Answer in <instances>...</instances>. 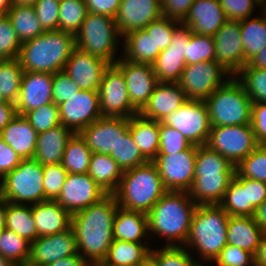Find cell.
Instances as JSON below:
<instances>
[{
	"instance_id": "38",
	"label": "cell",
	"mask_w": 266,
	"mask_h": 266,
	"mask_svg": "<svg viewBox=\"0 0 266 266\" xmlns=\"http://www.w3.org/2000/svg\"><path fill=\"white\" fill-rule=\"evenodd\" d=\"M7 15L21 43L45 32L33 6H11Z\"/></svg>"
},
{
	"instance_id": "25",
	"label": "cell",
	"mask_w": 266,
	"mask_h": 266,
	"mask_svg": "<svg viewBox=\"0 0 266 266\" xmlns=\"http://www.w3.org/2000/svg\"><path fill=\"white\" fill-rule=\"evenodd\" d=\"M227 20L219 0H195L182 23L195 34L213 37Z\"/></svg>"
},
{
	"instance_id": "13",
	"label": "cell",
	"mask_w": 266,
	"mask_h": 266,
	"mask_svg": "<svg viewBox=\"0 0 266 266\" xmlns=\"http://www.w3.org/2000/svg\"><path fill=\"white\" fill-rule=\"evenodd\" d=\"M197 146L168 155H157L153 160L164 187L171 191H188L194 181Z\"/></svg>"
},
{
	"instance_id": "57",
	"label": "cell",
	"mask_w": 266,
	"mask_h": 266,
	"mask_svg": "<svg viewBox=\"0 0 266 266\" xmlns=\"http://www.w3.org/2000/svg\"><path fill=\"white\" fill-rule=\"evenodd\" d=\"M228 20L242 21L256 12V6L262 10V5L256 0H219Z\"/></svg>"
},
{
	"instance_id": "43",
	"label": "cell",
	"mask_w": 266,
	"mask_h": 266,
	"mask_svg": "<svg viewBox=\"0 0 266 266\" xmlns=\"http://www.w3.org/2000/svg\"><path fill=\"white\" fill-rule=\"evenodd\" d=\"M30 242L6 228L0 233V255L14 265H25L30 256Z\"/></svg>"
},
{
	"instance_id": "7",
	"label": "cell",
	"mask_w": 266,
	"mask_h": 266,
	"mask_svg": "<svg viewBox=\"0 0 266 266\" xmlns=\"http://www.w3.org/2000/svg\"><path fill=\"white\" fill-rule=\"evenodd\" d=\"M120 38L123 37L118 31L114 18L88 12L75 34V43L76 48L82 52L97 56L109 64H115L120 58L116 55Z\"/></svg>"
},
{
	"instance_id": "53",
	"label": "cell",
	"mask_w": 266,
	"mask_h": 266,
	"mask_svg": "<svg viewBox=\"0 0 266 266\" xmlns=\"http://www.w3.org/2000/svg\"><path fill=\"white\" fill-rule=\"evenodd\" d=\"M181 22L166 17H161L152 21L144 29L149 35H152L155 50H165L172 41L174 29Z\"/></svg>"
},
{
	"instance_id": "67",
	"label": "cell",
	"mask_w": 266,
	"mask_h": 266,
	"mask_svg": "<svg viewBox=\"0 0 266 266\" xmlns=\"http://www.w3.org/2000/svg\"><path fill=\"white\" fill-rule=\"evenodd\" d=\"M254 218H255V221L260 226V228L266 233V198L256 208Z\"/></svg>"
},
{
	"instance_id": "39",
	"label": "cell",
	"mask_w": 266,
	"mask_h": 266,
	"mask_svg": "<svg viewBox=\"0 0 266 266\" xmlns=\"http://www.w3.org/2000/svg\"><path fill=\"white\" fill-rule=\"evenodd\" d=\"M91 156L92 151L82 137L76 133L70 138L65 147L61 164L68 173H88Z\"/></svg>"
},
{
	"instance_id": "51",
	"label": "cell",
	"mask_w": 266,
	"mask_h": 266,
	"mask_svg": "<svg viewBox=\"0 0 266 266\" xmlns=\"http://www.w3.org/2000/svg\"><path fill=\"white\" fill-rule=\"evenodd\" d=\"M21 45L8 15H0V60L18 59Z\"/></svg>"
},
{
	"instance_id": "8",
	"label": "cell",
	"mask_w": 266,
	"mask_h": 266,
	"mask_svg": "<svg viewBox=\"0 0 266 266\" xmlns=\"http://www.w3.org/2000/svg\"><path fill=\"white\" fill-rule=\"evenodd\" d=\"M43 165L34 158L20 164L0 180V195L14 204L34 205L44 201Z\"/></svg>"
},
{
	"instance_id": "59",
	"label": "cell",
	"mask_w": 266,
	"mask_h": 266,
	"mask_svg": "<svg viewBox=\"0 0 266 266\" xmlns=\"http://www.w3.org/2000/svg\"><path fill=\"white\" fill-rule=\"evenodd\" d=\"M195 0H161L162 17L183 22Z\"/></svg>"
},
{
	"instance_id": "20",
	"label": "cell",
	"mask_w": 266,
	"mask_h": 266,
	"mask_svg": "<svg viewBox=\"0 0 266 266\" xmlns=\"http://www.w3.org/2000/svg\"><path fill=\"white\" fill-rule=\"evenodd\" d=\"M216 61L232 76L244 67L240 21L227 20L213 35Z\"/></svg>"
},
{
	"instance_id": "16",
	"label": "cell",
	"mask_w": 266,
	"mask_h": 266,
	"mask_svg": "<svg viewBox=\"0 0 266 266\" xmlns=\"http://www.w3.org/2000/svg\"><path fill=\"white\" fill-rule=\"evenodd\" d=\"M107 193L88 175L68 173L57 199L71 215L99 202Z\"/></svg>"
},
{
	"instance_id": "18",
	"label": "cell",
	"mask_w": 266,
	"mask_h": 266,
	"mask_svg": "<svg viewBox=\"0 0 266 266\" xmlns=\"http://www.w3.org/2000/svg\"><path fill=\"white\" fill-rule=\"evenodd\" d=\"M128 129L129 118L100 117L78 134L92 153L110 155Z\"/></svg>"
},
{
	"instance_id": "62",
	"label": "cell",
	"mask_w": 266,
	"mask_h": 266,
	"mask_svg": "<svg viewBox=\"0 0 266 266\" xmlns=\"http://www.w3.org/2000/svg\"><path fill=\"white\" fill-rule=\"evenodd\" d=\"M244 189H246L247 204H251L255 209L266 198V182L244 178Z\"/></svg>"
},
{
	"instance_id": "68",
	"label": "cell",
	"mask_w": 266,
	"mask_h": 266,
	"mask_svg": "<svg viewBox=\"0 0 266 266\" xmlns=\"http://www.w3.org/2000/svg\"><path fill=\"white\" fill-rule=\"evenodd\" d=\"M255 266H266V233L263 235L257 252L254 255Z\"/></svg>"
},
{
	"instance_id": "1",
	"label": "cell",
	"mask_w": 266,
	"mask_h": 266,
	"mask_svg": "<svg viewBox=\"0 0 266 266\" xmlns=\"http://www.w3.org/2000/svg\"><path fill=\"white\" fill-rule=\"evenodd\" d=\"M118 203L113 194L71 215L78 254L90 265L102 262L114 240L113 222Z\"/></svg>"
},
{
	"instance_id": "24",
	"label": "cell",
	"mask_w": 266,
	"mask_h": 266,
	"mask_svg": "<svg viewBox=\"0 0 266 266\" xmlns=\"http://www.w3.org/2000/svg\"><path fill=\"white\" fill-rule=\"evenodd\" d=\"M187 101L185 92L177 82H158L139 114L144 118L162 122Z\"/></svg>"
},
{
	"instance_id": "54",
	"label": "cell",
	"mask_w": 266,
	"mask_h": 266,
	"mask_svg": "<svg viewBox=\"0 0 266 266\" xmlns=\"http://www.w3.org/2000/svg\"><path fill=\"white\" fill-rule=\"evenodd\" d=\"M67 174L61 163L43 166L44 201L57 199Z\"/></svg>"
},
{
	"instance_id": "34",
	"label": "cell",
	"mask_w": 266,
	"mask_h": 266,
	"mask_svg": "<svg viewBox=\"0 0 266 266\" xmlns=\"http://www.w3.org/2000/svg\"><path fill=\"white\" fill-rule=\"evenodd\" d=\"M121 43L124 50L121 56L130 62L152 64L161 52L155 50L152 35L145 29L128 32L123 36Z\"/></svg>"
},
{
	"instance_id": "61",
	"label": "cell",
	"mask_w": 266,
	"mask_h": 266,
	"mask_svg": "<svg viewBox=\"0 0 266 266\" xmlns=\"http://www.w3.org/2000/svg\"><path fill=\"white\" fill-rule=\"evenodd\" d=\"M18 154L0 136V180L21 162Z\"/></svg>"
},
{
	"instance_id": "27",
	"label": "cell",
	"mask_w": 266,
	"mask_h": 266,
	"mask_svg": "<svg viewBox=\"0 0 266 266\" xmlns=\"http://www.w3.org/2000/svg\"><path fill=\"white\" fill-rule=\"evenodd\" d=\"M0 136L21 159L34 157L38 133L24 115L17 114L0 132Z\"/></svg>"
},
{
	"instance_id": "9",
	"label": "cell",
	"mask_w": 266,
	"mask_h": 266,
	"mask_svg": "<svg viewBox=\"0 0 266 266\" xmlns=\"http://www.w3.org/2000/svg\"><path fill=\"white\" fill-rule=\"evenodd\" d=\"M235 167L259 145L251 124L211 127L205 144Z\"/></svg>"
},
{
	"instance_id": "29",
	"label": "cell",
	"mask_w": 266,
	"mask_h": 266,
	"mask_svg": "<svg viewBox=\"0 0 266 266\" xmlns=\"http://www.w3.org/2000/svg\"><path fill=\"white\" fill-rule=\"evenodd\" d=\"M113 236L114 240L148 243L149 241L145 238L149 239L151 236L148 234L147 214L118 206L113 222Z\"/></svg>"
},
{
	"instance_id": "42",
	"label": "cell",
	"mask_w": 266,
	"mask_h": 266,
	"mask_svg": "<svg viewBox=\"0 0 266 266\" xmlns=\"http://www.w3.org/2000/svg\"><path fill=\"white\" fill-rule=\"evenodd\" d=\"M23 72L18 59L0 60V93L5 101L16 103Z\"/></svg>"
},
{
	"instance_id": "46",
	"label": "cell",
	"mask_w": 266,
	"mask_h": 266,
	"mask_svg": "<svg viewBox=\"0 0 266 266\" xmlns=\"http://www.w3.org/2000/svg\"><path fill=\"white\" fill-rule=\"evenodd\" d=\"M88 11L84 0H60L59 30L76 34Z\"/></svg>"
},
{
	"instance_id": "75",
	"label": "cell",
	"mask_w": 266,
	"mask_h": 266,
	"mask_svg": "<svg viewBox=\"0 0 266 266\" xmlns=\"http://www.w3.org/2000/svg\"><path fill=\"white\" fill-rule=\"evenodd\" d=\"M3 102H6V101H5L4 98L2 97V94L0 93V104L3 103Z\"/></svg>"
},
{
	"instance_id": "30",
	"label": "cell",
	"mask_w": 266,
	"mask_h": 266,
	"mask_svg": "<svg viewBox=\"0 0 266 266\" xmlns=\"http://www.w3.org/2000/svg\"><path fill=\"white\" fill-rule=\"evenodd\" d=\"M264 234L254 216H229L227 244L235 245L255 255Z\"/></svg>"
},
{
	"instance_id": "60",
	"label": "cell",
	"mask_w": 266,
	"mask_h": 266,
	"mask_svg": "<svg viewBox=\"0 0 266 266\" xmlns=\"http://www.w3.org/2000/svg\"><path fill=\"white\" fill-rule=\"evenodd\" d=\"M251 125L258 144H266V103L252 104Z\"/></svg>"
},
{
	"instance_id": "28",
	"label": "cell",
	"mask_w": 266,
	"mask_h": 266,
	"mask_svg": "<svg viewBox=\"0 0 266 266\" xmlns=\"http://www.w3.org/2000/svg\"><path fill=\"white\" fill-rule=\"evenodd\" d=\"M75 133L62 124L39 133L34 159L41 165L60 164L65 147Z\"/></svg>"
},
{
	"instance_id": "32",
	"label": "cell",
	"mask_w": 266,
	"mask_h": 266,
	"mask_svg": "<svg viewBox=\"0 0 266 266\" xmlns=\"http://www.w3.org/2000/svg\"><path fill=\"white\" fill-rule=\"evenodd\" d=\"M160 122L142 117L140 114L129 118V132L141 154L153 161L159 151Z\"/></svg>"
},
{
	"instance_id": "11",
	"label": "cell",
	"mask_w": 266,
	"mask_h": 266,
	"mask_svg": "<svg viewBox=\"0 0 266 266\" xmlns=\"http://www.w3.org/2000/svg\"><path fill=\"white\" fill-rule=\"evenodd\" d=\"M98 93L102 117L130 118L139 114L130 102L125 77L115 64L105 69Z\"/></svg>"
},
{
	"instance_id": "70",
	"label": "cell",
	"mask_w": 266,
	"mask_h": 266,
	"mask_svg": "<svg viewBox=\"0 0 266 266\" xmlns=\"http://www.w3.org/2000/svg\"><path fill=\"white\" fill-rule=\"evenodd\" d=\"M11 6V0H0V15H7Z\"/></svg>"
},
{
	"instance_id": "6",
	"label": "cell",
	"mask_w": 266,
	"mask_h": 266,
	"mask_svg": "<svg viewBox=\"0 0 266 266\" xmlns=\"http://www.w3.org/2000/svg\"><path fill=\"white\" fill-rule=\"evenodd\" d=\"M211 127L251 124L252 102L235 76L206 100Z\"/></svg>"
},
{
	"instance_id": "19",
	"label": "cell",
	"mask_w": 266,
	"mask_h": 266,
	"mask_svg": "<svg viewBox=\"0 0 266 266\" xmlns=\"http://www.w3.org/2000/svg\"><path fill=\"white\" fill-rule=\"evenodd\" d=\"M79 255L75 234L70 227L66 231L49 236L37 237L30 244V266H46L61 258Z\"/></svg>"
},
{
	"instance_id": "63",
	"label": "cell",
	"mask_w": 266,
	"mask_h": 266,
	"mask_svg": "<svg viewBox=\"0 0 266 266\" xmlns=\"http://www.w3.org/2000/svg\"><path fill=\"white\" fill-rule=\"evenodd\" d=\"M87 11L116 18L121 0H84Z\"/></svg>"
},
{
	"instance_id": "41",
	"label": "cell",
	"mask_w": 266,
	"mask_h": 266,
	"mask_svg": "<svg viewBox=\"0 0 266 266\" xmlns=\"http://www.w3.org/2000/svg\"><path fill=\"white\" fill-rule=\"evenodd\" d=\"M202 174H235V166L206 145L197 146L194 176Z\"/></svg>"
},
{
	"instance_id": "36",
	"label": "cell",
	"mask_w": 266,
	"mask_h": 266,
	"mask_svg": "<svg viewBox=\"0 0 266 266\" xmlns=\"http://www.w3.org/2000/svg\"><path fill=\"white\" fill-rule=\"evenodd\" d=\"M260 16L248 17L240 21L241 39L244 50V66L266 47V13L261 10Z\"/></svg>"
},
{
	"instance_id": "10",
	"label": "cell",
	"mask_w": 266,
	"mask_h": 266,
	"mask_svg": "<svg viewBox=\"0 0 266 266\" xmlns=\"http://www.w3.org/2000/svg\"><path fill=\"white\" fill-rule=\"evenodd\" d=\"M231 76L216 60L203 61L185 65L177 83L185 92L188 100L205 101Z\"/></svg>"
},
{
	"instance_id": "3",
	"label": "cell",
	"mask_w": 266,
	"mask_h": 266,
	"mask_svg": "<svg viewBox=\"0 0 266 266\" xmlns=\"http://www.w3.org/2000/svg\"><path fill=\"white\" fill-rule=\"evenodd\" d=\"M75 48L74 34L61 30L45 31L22 43L18 60L24 71L55 74L64 70Z\"/></svg>"
},
{
	"instance_id": "4",
	"label": "cell",
	"mask_w": 266,
	"mask_h": 266,
	"mask_svg": "<svg viewBox=\"0 0 266 266\" xmlns=\"http://www.w3.org/2000/svg\"><path fill=\"white\" fill-rule=\"evenodd\" d=\"M229 216L219 204L197 205L184 247L198 252V264L214 262L227 245Z\"/></svg>"
},
{
	"instance_id": "44",
	"label": "cell",
	"mask_w": 266,
	"mask_h": 266,
	"mask_svg": "<svg viewBox=\"0 0 266 266\" xmlns=\"http://www.w3.org/2000/svg\"><path fill=\"white\" fill-rule=\"evenodd\" d=\"M252 104L266 103V69L243 67L235 75Z\"/></svg>"
},
{
	"instance_id": "73",
	"label": "cell",
	"mask_w": 266,
	"mask_h": 266,
	"mask_svg": "<svg viewBox=\"0 0 266 266\" xmlns=\"http://www.w3.org/2000/svg\"><path fill=\"white\" fill-rule=\"evenodd\" d=\"M142 266H156L150 259Z\"/></svg>"
},
{
	"instance_id": "15",
	"label": "cell",
	"mask_w": 266,
	"mask_h": 266,
	"mask_svg": "<svg viewBox=\"0 0 266 266\" xmlns=\"http://www.w3.org/2000/svg\"><path fill=\"white\" fill-rule=\"evenodd\" d=\"M191 33L190 28L182 22L174 29L170 45L152 63L158 82L179 81L186 65V45L190 41Z\"/></svg>"
},
{
	"instance_id": "76",
	"label": "cell",
	"mask_w": 266,
	"mask_h": 266,
	"mask_svg": "<svg viewBox=\"0 0 266 266\" xmlns=\"http://www.w3.org/2000/svg\"><path fill=\"white\" fill-rule=\"evenodd\" d=\"M93 266H112V265H108V264H94Z\"/></svg>"
},
{
	"instance_id": "55",
	"label": "cell",
	"mask_w": 266,
	"mask_h": 266,
	"mask_svg": "<svg viewBox=\"0 0 266 266\" xmlns=\"http://www.w3.org/2000/svg\"><path fill=\"white\" fill-rule=\"evenodd\" d=\"M213 263L216 266H255V257L245 249L227 244Z\"/></svg>"
},
{
	"instance_id": "52",
	"label": "cell",
	"mask_w": 266,
	"mask_h": 266,
	"mask_svg": "<svg viewBox=\"0 0 266 266\" xmlns=\"http://www.w3.org/2000/svg\"><path fill=\"white\" fill-rule=\"evenodd\" d=\"M192 144L177 129L160 122L159 151L157 155H168L187 150Z\"/></svg>"
},
{
	"instance_id": "64",
	"label": "cell",
	"mask_w": 266,
	"mask_h": 266,
	"mask_svg": "<svg viewBox=\"0 0 266 266\" xmlns=\"http://www.w3.org/2000/svg\"><path fill=\"white\" fill-rule=\"evenodd\" d=\"M16 115L14 103L6 101L0 104V132Z\"/></svg>"
},
{
	"instance_id": "77",
	"label": "cell",
	"mask_w": 266,
	"mask_h": 266,
	"mask_svg": "<svg viewBox=\"0 0 266 266\" xmlns=\"http://www.w3.org/2000/svg\"><path fill=\"white\" fill-rule=\"evenodd\" d=\"M262 10L266 13V3L262 6Z\"/></svg>"
},
{
	"instance_id": "74",
	"label": "cell",
	"mask_w": 266,
	"mask_h": 266,
	"mask_svg": "<svg viewBox=\"0 0 266 266\" xmlns=\"http://www.w3.org/2000/svg\"><path fill=\"white\" fill-rule=\"evenodd\" d=\"M258 1L262 6L266 3V0H256Z\"/></svg>"
},
{
	"instance_id": "40",
	"label": "cell",
	"mask_w": 266,
	"mask_h": 266,
	"mask_svg": "<svg viewBox=\"0 0 266 266\" xmlns=\"http://www.w3.org/2000/svg\"><path fill=\"white\" fill-rule=\"evenodd\" d=\"M219 205L230 216H254L256 209L251 204H247L244 177L234 175Z\"/></svg>"
},
{
	"instance_id": "21",
	"label": "cell",
	"mask_w": 266,
	"mask_h": 266,
	"mask_svg": "<svg viewBox=\"0 0 266 266\" xmlns=\"http://www.w3.org/2000/svg\"><path fill=\"white\" fill-rule=\"evenodd\" d=\"M53 74L24 71L18 99L17 114L25 115L45 104L53 102Z\"/></svg>"
},
{
	"instance_id": "71",
	"label": "cell",
	"mask_w": 266,
	"mask_h": 266,
	"mask_svg": "<svg viewBox=\"0 0 266 266\" xmlns=\"http://www.w3.org/2000/svg\"><path fill=\"white\" fill-rule=\"evenodd\" d=\"M37 0H11L12 6H33Z\"/></svg>"
},
{
	"instance_id": "33",
	"label": "cell",
	"mask_w": 266,
	"mask_h": 266,
	"mask_svg": "<svg viewBox=\"0 0 266 266\" xmlns=\"http://www.w3.org/2000/svg\"><path fill=\"white\" fill-rule=\"evenodd\" d=\"M149 243H133L124 240H113L106 258L96 264L112 266H142L149 260L151 252Z\"/></svg>"
},
{
	"instance_id": "50",
	"label": "cell",
	"mask_w": 266,
	"mask_h": 266,
	"mask_svg": "<svg viewBox=\"0 0 266 266\" xmlns=\"http://www.w3.org/2000/svg\"><path fill=\"white\" fill-rule=\"evenodd\" d=\"M24 116L29 120L31 126L38 134L61 124L59 119V106L53 102L29 111Z\"/></svg>"
},
{
	"instance_id": "66",
	"label": "cell",
	"mask_w": 266,
	"mask_h": 266,
	"mask_svg": "<svg viewBox=\"0 0 266 266\" xmlns=\"http://www.w3.org/2000/svg\"><path fill=\"white\" fill-rule=\"evenodd\" d=\"M244 67L266 69V47L252 57Z\"/></svg>"
},
{
	"instance_id": "37",
	"label": "cell",
	"mask_w": 266,
	"mask_h": 266,
	"mask_svg": "<svg viewBox=\"0 0 266 266\" xmlns=\"http://www.w3.org/2000/svg\"><path fill=\"white\" fill-rule=\"evenodd\" d=\"M5 228L32 243L37 238L32 205L14 204L7 201Z\"/></svg>"
},
{
	"instance_id": "58",
	"label": "cell",
	"mask_w": 266,
	"mask_h": 266,
	"mask_svg": "<svg viewBox=\"0 0 266 266\" xmlns=\"http://www.w3.org/2000/svg\"><path fill=\"white\" fill-rule=\"evenodd\" d=\"M79 90V86L64 70L53 74L52 93L54 104L59 106L61 103L68 101V98L77 94Z\"/></svg>"
},
{
	"instance_id": "47",
	"label": "cell",
	"mask_w": 266,
	"mask_h": 266,
	"mask_svg": "<svg viewBox=\"0 0 266 266\" xmlns=\"http://www.w3.org/2000/svg\"><path fill=\"white\" fill-rule=\"evenodd\" d=\"M193 257L184 246H163L160 249L153 247L149 255L156 266H197L198 261Z\"/></svg>"
},
{
	"instance_id": "14",
	"label": "cell",
	"mask_w": 266,
	"mask_h": 266,
	"mask_svg": "<svg viewBox=\"0 0 266 266\" xmlns=\"http://www.w3.org/2000/svg\"><path fill=\"white\" fill-rule=\"evenodd\" d=\"M100 117L102 113L98 91L80 89L68 101L59 105L60 123L75 134Z\"/></svg>"
},
{
	"instance_id": "65",
	"label": "cell",
	"mask_w": 266,
	"mask_h": 266,
	"mask_svg": "<svg viewBox=\"0 0 266 266\" xmlns=\"http://www.w3.org/2000/svg\"><path fill=\"white\" fill-rule=\"evenodd\" d=\"M46 266H90L80 255L61 258Z\"/></svg>"
},
{
	"instance_id": "17",
	"label": "cell",
	"mask_w": 266,
	"mask_h": 266,
	"mask_svg": "<svg viewBox=\"0 0 266 266\" xmlns=\"http://www.w3.org/2000/svg\"><path fill=\"white\" fill-rule=\"evenodd\" d=\"M115 65L125 77L132 106L140 112L158 83L152 64L130 62L121 56Z\"/></svg>"
},
{
	"instance_id": "69",
	"label": "cell",
	"mask_w": 266,
	"mask_h": 266,
	"mask_svg": "<svg viewBox=\"0 0 266 266\" xmlns=\"http://www.w3.org/2000/svg\"><path fill=\"white\" fill-rule=\"evenodd\" d=\"M6 210H7V201L0 195V229L5 228Z\"/></svg>"
},
{
	"instance_id": "26",
	"label": "cell",
	"mask_w": 266,
	"mask_h": 266,
	"mask_svg": "<svg viewBox=\"0 0 266 266\" xmlns=\"http://www.w3.org/2000/svg\"><path fill=\"white\" fill-rule=\"evenodd\" d=\"M37 237L66 231L71 226V214L55 200H45L32 205Z\"/></svg>"
},
{
	"instance_id": "5",
	"label": "cell",
	"mask_w": 266,
	"mask_h": 266,
	"mask_svg": "<svg viewBox=\"0 0 266 266\" xmlns=\"http://www.w3.org/2000/svg\"><path fill=\"white\" fill-rule=\"evenodd\" d=\"M167 191L156 164L148 161L124 171L113 195L118 206L147 214Z\"/></svg>"
},
{
	"instance_id": "45",
	"label": "cell",
	"mask_w": 266,
	"mask_h": 266,
	"mask_svg": "<svg viewBox=\"0 0 266 266\" xmlns=\"http://www.w3.org/2000/svg\"><path fill=\"white\" fill-rule=\"evenodd\" d=\"M110 156L118 163L123 172L148 162L141 154L139 147L134 143L129 129L119 139L115 150L111 151Z\"/></svg>"
},
{
	"instance_id": "56",
	"label": "cell",
	"mask_w": 266,
	"mask_h": 266,
	"mask_svg": "<svg viewBox=\"0 0 266 266\" xmlns=\"http://www.w3.org/2000/svg\"><path fill=\"white\" fill-rule=\"evenodd\" d=\"M59 4L60 0H37L33 5L45 31L59 30Z\"/></svg>"
},
{
	"instance_id": "12",
	"label": "cell",
	"mask_w": 266,
	"mask_h": 266,
	"mask_svg": "<svg viewBox=\"0 0 266 266\" xmlns=\"http://www.w3.org/2000/svg\"><path fill=\"white\" fill-rule=\"evenodd\" d=\"M162 122L177 129L195 146L206 144L211 129L208 108L202 100H188Z\"/></svg>"
},
{
	"instance_id": "2",
	"label": "cell",
	"mask_w": 266,
	"mask_h": 266,
	"mask_svg": "<svg viewBox=\"0 0 266 266\" xmlns=\"http://www.w3.org/2000/svg\"><path fill=\"white\" fill-rule=\"evenodd\" d=\"M196 207L188 191L168 190L147 213L148 234L163 237L164 246H184Z\"/></svg>"
},
{
	"instance_id": "23",
	"label": "cell",
	"mask_w": 266,
	"mask_h": 266,
	"mask_svg": "<svg viewBox=\"0 0 266 266\" xmlns=\"http://www.w3.org/2000/svg\"><path fill=\"white\" fill-rule=\"evenodd\" d=\"M161 17V0H121L115 21L123 37L128 32L144 29Z\"/></svg>"
},
{
	"instance_id": "22",
	"label": "cell",
	"mask_w": 266,
	"mask_h": 266,
	"mask_svg": "<svg viewBox=\"0 0 266 266\" xmlns=\"http://www.w3.org/2000/svg\"><path fill=\"white\" fill-rule=\"evenodd\" d=\"M108 65L103 59L75 48L66 62L64 71L81 90L98 91Z\"/></svg>"
},
{
	"instance_id": "48",
	"label": "cell",
	"mask_w": 266,
	"mask_h": 266,
	"mask_svg": "<svg viewBox=\"0 0 266 266\" xmlns=\"http://www.w3.org/2000/svg\"><path fill=\"white\" fill-rule=\"evenodd\" d=\"M235 175L266 182V144H259L245 157L235 167Z\"/></svg>"
},
{
	"instance_id": "31",
	"label": "cell",
	"mask_w": 266,
	"mask_h": 266,
	"mask_svg": "<svg viewBox=\"0 0 266 266\" xmlns=\"http://www.w3.org/2000/svg\"><path fill=\"white\" fill-rule=\"evenodd\" d=\"M235 174H202L194 176L189 196L197 205L219 204Z\"/></svg>"
},
{
	"instance_id": "72",
	"label": "cell",
	"mask_w": 266,
	"mask_h": 266,
	"mask_svg": "<svg viewBox=\"0 0 266 266\" xmlns=\"http://www.w3.org/2000/svg\"><path fill=\"white\" fill-rule=\"evenodd\" d=\"M0 266H16L9 259L0 255Z\"/></svg>"
},
{
	"instance_id": "49",
	"label": "cell",
	"mask_w": 266,
	"mask_h": 266,
	"mask_svg": "<svg viewBox=\"0 0 266 266\" xmlns=\"http://www.w3.org/2000/svg\"><path fill=\"white\" fill-rule=\"evenodd\" d=\"M213 60H216L214 38L192 32L186 45V65Z\"/></svg>"
},
{
	"instance_id": "35",
	"label": "cell",
	"mask_w": 266,
	"mask_h": 266,
	"mask_svg": "<svg viewBox=\"0 0 266 266\" xmlns=\"http://www.w3.org/2000/svg\"><path fill=\"white\" fill-rule=\"evenodd\" d=\"M88 175L103 191L113 194L118 188L123 171L110 155L92 153Z\"/></svg>"
}]
</instances>
